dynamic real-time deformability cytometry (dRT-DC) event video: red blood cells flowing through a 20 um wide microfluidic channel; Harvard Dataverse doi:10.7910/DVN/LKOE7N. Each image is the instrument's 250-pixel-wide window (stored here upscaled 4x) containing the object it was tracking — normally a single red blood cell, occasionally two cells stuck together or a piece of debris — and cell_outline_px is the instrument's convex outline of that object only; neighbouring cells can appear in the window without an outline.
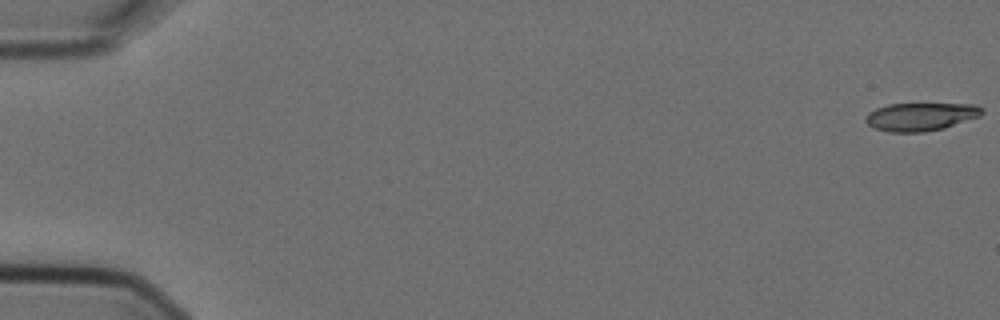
{"species": "Egyptian fruit bat (a non-hibernating species)", "species_latin": "Rousettus aegyptiacus", "temperature_condition": "cold", "stored_images_in_passage": 6, "camera_frame_rate_fps": 3000, "um_per_image_px": 0.085, "animal": {"sex": "female"}, "frame": {"image": 1, "passage_image": 1, "time_ms": 0.0, "image_size_px": [1000, 320], "cell_outline_px": [[984, 112], [980, 116], [944, 128], [924, 132], [888, 132], [876, 128], [868, 124], [864, 120], [868, 112], [876, 108], [888, 104], [976, 104]], "centroid_in_image_um": [78.24, 9.92], "position_along_channel_um": 6.8, "area_um2": 18.96}}
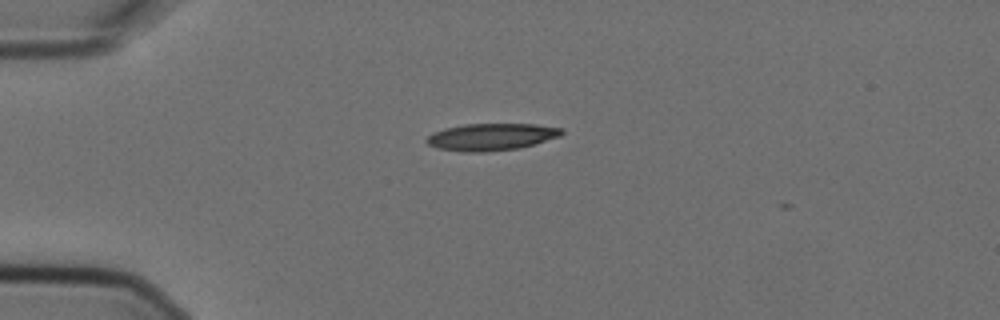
{"frame": {"image": 2, "passage_image": 5, "time_ms": 1.333, "image_size_px": [1000, 320], "cell_outline_px": [[564, 132], [560, 136], [520, 148], [484, 152], [464, 152], [436, 148], [428, 144], [424, 140], [432, 132], [444, 128], [464, 124], [536, 124], [564, 128]], "centroid_in_image_um": [41.74, 11.63], "position_along_channel_um": 43.3, "area_um2": 21.44}}